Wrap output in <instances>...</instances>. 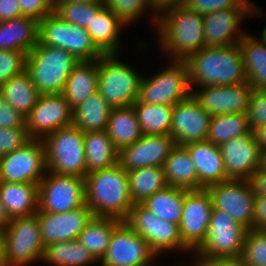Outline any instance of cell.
Instances as JSON below:
<instances>
[{
  "instance_id": "cell-1",
  "label": "cell",
  "mask_w": 266,
  "mask_h": 266,
  "mask_svg": "<svg viewBox=\"0 0 266 266\" xmlns=\"http://www.w3.org/2000/svg\"><path fill=\"white\" fill-rule=\"evenodd\" d=\"M154 30L159 42L158 48L168 61H186L204 47L203 15L184 4L160 9Z\"/></svg>"
},
{
  "instance_id": "cell-2",
  "label": "cell",
  "mask_w": 266,
  "mask_h": 266,
  "mask_svg": "<svg viewBox=\"0 0 266 266\" xmlns=\"http://www.w3.org/2000/svg\"><path fill=\"white\" fill-rule=\"evenodd\" d=\"M85 204L94 217L124 221L134 203L130 197L127 172L119 165L85 176Z\"/></svg>"
},
{
  "instance_id": "cell-3",
  "label": "cell",
  "mask_w": 266,
  "mask_h": 266,
  "mask_svg": "<svg viewBox=\"0 0 266 266\" xmlns=\"http://www.w3.org/2000/svg\"><path fill=\"white\" fill-rule=\"evenodd\" d=\"M193 87L233 85L247 82L239 44L203 47L186 61Z\"/></svg>"
},
{
  "instance_id": "cell-4",
  "label": "cell",
  "mask_w": 266,
  "mask_h": 266,
  "mask_svg": "<svg viewBox=\"0 0 266 266\" xmlns=\"http://www.w3.org/2000/svg\"><path fill=\"white\" fill-rule=\"evenodd\" d=\"M78 62L64 49L37 43L27 53L26 70L40 95L60 94Z\"/></svg>"
},
{
  "instance_id": "cell-5",
  "label": "cell",
  "mask_w": 266,
  "mask_h": 266,
  "mask_svg": "<svg viewBox=\"0 0 266 266\" xmlns=\"http://www.w3.org/2000/svg\"><path fill=\"white\" fill-rule=\"evenodd\" d=\"M118 55L103 54L98 59V92L112 108L133 105L143 77Z\"/></svg>"
},
{
  "instance_id": "cell-6",
  "label": "cell",
  "mask_w": 266,
  "mask_h": 266,
  "mask_svg": "<svg viewBox=\"0 0 266 266\" xmlns=\"http://www.w3.org/2000/svg\"><path fill=\"white\" fill-rule=\"evenodd\" d=\"M46 168L57 175L86 176L84 132L69 125L43 139Z\"/></svg>"
},
{
  "instance_id": "cell-7",
  "label": "cell",
  "mask_w": 266,
  "mask_h": 266,
  "mask_svg": "<svg viewBox=\"0 0 266 266\" xmlns=\"http://www.w3.org/2000/svg\"><path fill=\"white\" fill-rule=\"evenodd\" d=\"M168 62L158 73L142 77L137 99L140 103L174 106L192 95L187 63Z\"/></svg>"
},
{
  "instance_id": "cell-8",
  "label": "cell",
  "mask_w": 266,
  "mask_h": 266,
  "mask_svg": "<svg viewBox=\"0 0 266 266\" xmlns=\"http://www.w3.org/2000/svg\"><path fill=\"white\" fill-rule=\"evenodd\" d=\"M44 249L37 214L13 218L4 229L6 266H27L38 261L41 263Z\"/></svg>"
},
{
  "instance_id": "cell-9",
  "label": "cell",
  "mask_w": 266,
  "mask_h": 266,
  "mask_svg": "<svg viewBox=\"0 0 266 266\" xmlns=\"http://www.w3.org/2000/svg\"><path fill=\"white\" fill-rule=\"evenodd\" d=\"M38 43L64 49L78 61L97 60L103 55L85 28L67 23L54 12L38 22Z\"/></svg>"
},
{
  "instance_id": "cell-10",
  "label": "cell",
  "mask_w": 266,
  "mask_h": 266,
  "mask_svg": "<svg viewBox=\"0 0 266 266\" xmlns=\"http://www.w3.org/2000/svg\"><path fill=\"white\" fill-rule=\"evenodd\" d=\"M124 222L149 243L158 257L169 251L192 254L182 242L179 225L158 218L141 203H134Z\"/></svg>"
},
{
  "instance_id": "cell-11",
  "label": "cell",
  "mask_w": 266,
  "mask_h": 266,
  "mask_svg": "<svg viewBox=\"0 0 266 266\" xmlns=\"http://www.w3.org/2000/svg\"><path fill=\"white\" fill-rule=\"evenodd\" d=\"M247 230L230 217L228 212L213 208L205 241L193 253L192 257L240 256Z\"/></svg>"
},
{
  "instance_id": "cell-12",
  "label": "cell",
  "mask_w": 266,
  "mask_h": 266,
  "mask_svg": "<svg viewBox=\"0 0 266 266\" xmlns=\"http://www.w3.org/2000/svg\"><path fill=\"white\" fill-rule=\"evenodd\" d=\"M85 178L47 171L38 183V211L64 213L85 205Z\"/></svg>"
},
{
  "instance_id": "cell-13",
  "label": "cell",
  "mask_w": 266,
  "mask_h": 266,
  "mask_svg": "<svg viewBox=\"0 0 266 266\" xmlns=\"http://www.w3.org/2000/svg\"><path fill=\"white\" fill-rule=\"evenodd\" d=\"M156 258L149 243L122 221L114 229L99 266H156Z\"/></svg>"
},
{
  "instance_id": "cell-14",
  "label": "cell",
  "mask_w": 266,
  "mask_h": 266,
  "mask_svg": "<svg viewBox=\"0 0 266 266\" xmlns=\"http://www.w3.org/2000/svg\"><path fill=\"white\" fill-rule=\"evenodd\" d=\"M47 172L45 146L31 139L0 159V182L38 184Z\"/></svg>"
},
{
  "instance_id": "cell-15",
  "label": "cell",
  "mask_w": 266,
  "mask_h": 266,
  "mask_svg": "<svg viewBox=\"0 0 266 266\" xmlns=\"http://www.w3.org/2000/svg\"><path fill=\"white\" fill-rule=\"evenodd\" d=\"M213 208L229 213L245 228L253 229L254 204L256 194L249 180L229 179L206 188Z\"/></svg>"
},
{
  "instance_id": "cell-16",
  "label": "cell",
  "mask_w": 266,
  "mask_h": 266,
  "mask_svg": "<svg viewBox=\"0 0 266 266\" xmlns=\"http://www.w3.org/2000/svg\"><path fill=\"white\" fill-rule=\"evenodd\" d=\"M258 7H230L203 15L204 47H220L238 44L247 32L239 26L254 15L263 17ZM262 14V15H261Z\"/></svg>"
},
{
  "instance_id": "cell-17",
  "label": "cell",
  "mask_w": 266,
  "mask_h": 266,
  "mask_svg": "<svg viewBox=\"0 0 266 266\" xmlns=\"http://www.w3.org/2000/svg\"><path fill=\"white\" fill-rule=\"evenodd\" d=\"M213 202L206 189L189 190L184 197L179 224L183 244L195 252L205 241Z\"/></svg>"
},
{
  "instance_id": "cell-18",
  "label": "cell",
  "mask_w": 266,
  "mask_h": 266,
  "mask_svg": "<svg viewBox=\"0 0 266 266\" xmlns=\"http://www.w3.org/2000/svg\"><path fill=\"white\" fill-rule=\"evenodd\" d=\"M72 111L62 93L40 95L36 105L25 117L30 138L43 140L52 132L72 125Z\"/></svg>"
},
{
  "instance_id": "cell-19",
  "label": "cell",
  "mask_w": 266,
  "mask_h": 266,
  "mask_svg": "<svg viewBox=\"0 0 266 266\" xmlns=\"http://www.w3.org/2000/svg\"><path fill=\"white\" fill-rule=\"evenodd\" d=\"M196 88H193L192 95L211 116L247 113L253 92L248 82Z\"/></svg>"
},
{
  "instance_id": "cell-20",
  "label": "cell",
  "mask_w": 266,
  "mask_h": 266,
  "mask_svg": "<svg viewBox=\"0 0 266 266\" xmlns=\"http://www.w3.org/2000/svg\"><path fill=\"white\" fill-rule=\"evenodd\" d=\"M211 117L191 95L174 105L170 135L175 139L176 144L182 146L205 141L208 137Z\"/></svg>"
},
{
  "instance_id": "cell-21",
  "label": "cell",
  "mask_w": 266,
  "mask_h": 266,
  "mask_svg": "<svg viewBox=\"0 0 266 266\" xmlns=\"http://www.w3.org/2000/svg\"><path fill=\"white\" fill-rule=\"evenodd\" d=\"M171 135H143L132 145L122 148L118 164L126 171L144 167H163L164 161L176 146Z\"/></svg>"
},
{
  "instance_id": "cell-22",
  "label": "cell",
  "mask_w": 266,
  "mask_h": 266,
  "mask_svg": "<svg viewBox=\"0 0 266 266\" xmlns=\"http://www.w3.org/2000/svg\"><path fill=\"white\" fill-rule=\"evenodd\" d=\"M228 179L250 180L261 163V149L254 133L232 138L220 146Z\"/></svg>"
},
{
  "instance_id": "cell-23",
  "label": "cell",
  "mask_w": 266,
  "mask_h": 266,
  "mask_svg": "<svg viewBox=\"0 0 266 266\" xmlns=\"http://www.w3.org/2000/svg\"><path fill=\"white\" fill-rule=\"evenodd\" d=\"M36 214L45 247L56 242L77 240L85 226L94 217L86 204L69 212H37Z\"/></svg>"
},
{
  "instance_id": "cell-24",
  "label": "cell",
  "mask_w": 266,
  "mask_h": 266,
  "mask_svg": "<svg viewBox=\"0 0 266 266\" xmlns=\"http://www.w3.org/2000/svg\"><path fill=\"white\" fill-rule=\"evenodd\" d=\"M194 163L198 176V190L229 180L226 176L224 161L218 145L199 141L184 146Z\"/></svg>"
},
{
  "instance_id": "cell-25",
  "label": "cell",
  "mask_w": 266,
  "mask_h": 266,
  "mask_svg": "<svg viewBox=\"0 0 266 266\" xmlns=\"http://www.w3.org/2000/svg\"><path fill=\"white\" fill-rule=\"evenodd\" d=\"M127 25L105 6L93 16L86 28L95 46L103 54H119L122 51L120 35Z\"/></svg>"
},
{
  "instance_id": "cell-26",
  "label": "cell",
  "mask_w": 266,
  "mask_h": 266,
  "mask_svg": "<svg viewBox=\"0 0 266 266\" xmlns=\"http://www.w3.org/2000/svg\"><path fill=\"white\" fill-rule=\"evenodd\" d=\"M98 91V59L79 61L68 76L63 96L73 110Z\"/></svg>"
},
{
  "instance_id": "cell-27",
  "label": "cell",
  "mask_w": 266,
  "mask_h": 266,
  "mask_svg": "<svg viewBox=\"0 0 266 266\" xmlns=\"http://www.w3.org/2000/svg\"><path fill=\"white\" fill-rule=\"evenodd\" d=\"M243 57L247 82L253 89H266V36L246 34L238 43Z\"/></svg>"
},
{
  "instance_id": "cell-28",
  "label": "cell",
  "mask_w": 266,
  "mask_h": 266,
  "mask_svg": "<svg viewBox=\"0 0 266 266\" xmlns=\"http://www.w3.org/2000/svg\"><path fill=\"white\" fill-rule=\"evenodd\" d=\"M38 43V21L19 17L0 22V50H16L26 54Z\"/></svg>"
},
{
  "instance_id": "cell-29",
  "label": "cell",
  "mask_w": 266,
  "mask_h": 266,
  "mask_svg": "<svg viewBox=\"0 0 266 266\" xmlns=\"http://www.w3.org/2000/svg\"><path fill=\"white\" fill-rule=\"evenodd\" d=\"M0 200L11 219L38 211V184L0 182Z\"/></svg>"
},
{
  "instance_id": "cell-30",
  "label": "cell",
  "mask_w": 266,
  "mask_h": 266,
  "mask_svg": "<svg viewBox=\"0 0 266 266\" xmlns=\"http://www.w3.org/2000/svg\"><path fill=\"white\" fill-rule=\"evenodd\" d=\"M106 132L118 151L140 139L144 134L133 105L113 107L109 114Z\"/></svg>"
},
{
  "instance_id": "cell-31",
  "label": "cell",
  "mask_w": 266,
  "mask_h": 266,
  "mask_svg": "<svg viewBox=\"0 0 266 266\" xmlns=\"http://www.w3.org/2000/svg\"><path fill=\"white\" fill-rule=\"evenodd\" d=\"M84 151L86 175L118 164L119 151L114 147L106 130L85 132Z\"/></svg>"
},
{
  "instance_id": "cell-32",
  "label": "cell",
  "mask_w": 266,
  "mask_h": 266,
  "mask_svg": "<svg viewBox=\"0 0 266 266\" xmlns=\"http://www.w3.org/2000/svg\"><path fill=\"white\" fill-rule=\"evenodd\" d=\"M164 178L167 185L198 190V176L194 163L187 149L176 145L163 164Z\"/></svg>"
},
{
  "instance_id": "cell-33",
  "label": "cell",
  "mask_w": 266,
  "mask_h": 266,
  "mask_svg": "<svg viewBox=\"0 0 266 266\" xmlns=\"http://www.w3.org/2000/svg\"><path fill=\"white\" fill-rule=\"evenodd\" d=\"M111 109L112 107L97 91L73 109L72 125L84 133L106 130Z\"/></svg>"
},
{
  "instance_id": "cell-34",
  "label": "cell",
  "mask_w": 266,
  "mask_h": 266,
  "mask_svg": "<svg viewBox=\"0 0 266 266\" xmlns=\"http://www.w3.org/2000/svg\"><path fill=\"white\" fill-rule=\"evenodd\" d=\"M0 94L24 117L30 113L40 96L27 70L1 84Z\"/></svg>"
},
{
  "instance_id": "cell-35",
  "label": "cell",
  "mask_w": 266,
  "mask_h": 266,
  "mask_svg": "<svg viewBox=\"0 0 266 266\" xmlns=\"http://www.w3.org/2000/svg\"><path fill=\"white\" fill-rule=\"evenodd\" d=\"M41 263L50 266H93L99 261L78 240H67L46 246Z\"/></svg>"
},
{
  "instance_id": "cell-36",
  "label": "cell",
  "mask_w": 266,
  "mask_h": 266,
  "mask_svg": "<svg viewBox=\"0 0 266 266\" xmlns=\"http://www.w3.org/2000/svg\"><path fill=\"white\" fill-rule=\"evenodd\" d=\"M188 191L168 185L146 198L141 204L158 218L179 225L184 197Z\"/></svg>"
},
{
  "instance_id": "cell-37",
  "label": "cell",
  "mask_w": 266,
  "mask_h": 266,
  "mask_svg": "<svg viewBox=\"0 0 266 266\" xmlns=\"http://www.w3.org/2000/svg\"><path fill=\"white\" fill-rule=\"evenodd\" d=\"M121 222L122 220L112 217H93L77 240L100 261L107 251L114 229Z\"/></svg>"
},
{
  "instance_id": "cell-38",
  "label": "cell",
  "mask_w": 266,
  "mask_h": 266,
  "mask_svg": "<svg viewBox=\"0 0 266 266\" xmlns=\"http://www.w3.org/2000/svg\"><path fill=\"white\" fill-rule=\"evenodd\" d=\"M130 197L133 203H142L155 192L167 185L163 167L151 166L127 172Z\"/></svg>"
},
{
  "instance_id": "cell-39",
  "label": "cell",
  "mask_w": 266,
  "mask_h": 266,
  "mask_svg": "<svg viewBox=\"0 0 266 266\" xmlns=\"http://www.w3.org/2000/svg\"><path fill=\"white\" fill-rule=\"evenodd\" d=\"M141 130L145 135H170L174 106L140 103L133 104Z\"/></svg>"
},
{
  "instance_id": "cell-40",
  "label": "cell",
  "mask_w": 266,
  "mask_h": 266,
  "mask_svg": "<svg viewBox=\"0 0 266 266\" xmlns=\"http://www.w3.org/2000/svg\"><path fill=\"white\" fill-rule=\"evenodd\" d=\"M250 131L247 113L213 115L206 140L220 146L224 142L248 134Z\"/></svg>"
},
{
  "instance_id": "cell-41",
  "label": "cell",
  "mask_w": 266,
  "mask_h": 266,
  "mask_svg": "<svg viewBox=\"0 0 266 266\" xmlns=\"http://www.w3.org/2000/svg\"><path fill=\"white\" fill-rule=\"evenodd\" d=\"M104 6L128 25L149 13L151 26L157 27L159 10L150 0H103ZM152 12V13H151ZM151 16V17H150ZM155 25V26H154Z\"/></svg>"
},
{
  "instance_id": "cell-42",
  "label": "cell",
  "mask_w": 266,
  "mask_h": 266,
  "mask_svg": "<svg viewBox=\"0 0 266 266\" xmlns=\"http://www.w3.org/2000/svg\"><path fill=\"white\" fill-rule=\"evenodd\" d=\"M104 7V2H65L54 7V13L67 23L87 28L93 16Z\"/></svg>"
},
{
  "instance_id": "cell-43",
  "label": "cell",
  "mask_w": 266,
  "mask_h": 266,
  "mask_svg": "<svg viewBox=\"0 0 266 266\" xmlns=\"http://www.w3.org/2000/svg\"><path fill=\"white\" fill-rule=\"evenodd\" d=\"M240 258L247 266H266V230H247Z\"/></svg>"
},
{
  "instance_id": "cell-44",
  "label": "cell",
  "mask_w": 266,
  "mask_h": 266,
  "mask_svg": "<svg viewBox=\"0 0 266 266\" xmlns=\"http://www.w3.org/2000/svg\"><path fill=\"white\" fill-rule=\"evenodd\" d=\"M27 54L16 50H0V85L26 70Z\"/></svg>"
},
{
  "instance_id": "cell-45",
  "label": "cell",
  "mask_w": 266,
  "mask_h": 266,
  "mask_svg": "<svg viewBox=\"0 0 266 266\" xmlns=\"http://www.w3.org/2000/svg\"><path fill=\"white\" fill-rule=\"evenodd\" d=\"M189 9L205 15L230 7H256L251 0H187L184 3Z\"/></svg>"
},
{
  "instance_id": "cell-46",
  "label": "cell",
  "mask_w": 266,
  "mask_h": 266,
  "mask_svg": "<svg viewBox=\"0 0 266 266\" xmlns=\"http://www.w3.org/2000/svg\"><path fill=\"white\" fill-rule=\"evenodd\" d=\"M31 140L26 125L21 128L0 127V156L7 155L12 151L21 148Z\"/></svg>"
},
{
  "instance_id": "cell-47",
  "label": "cell",
  "mask_w": 266,
  "mask_h": 266,
  "mask_svg": "<svg viewBox=\"0 0 266 266\" xmlns=\"http://www.w3.org/2000/svg\"><path fill=\"white\" fill-rule=\"evenodd\" d=\"M248 124L253 130L266 124V89H253L247 110Z\"/></svg>"
},
{
  "instance_id": "cell-48",
  "label": "cell",
  "mask_w": 266,
  "mask_h": 266,
  "mask_svg": "<svg viewBox=\"0 0 266 266\" xmlns=\"http://www.w3.org/2000/svg\"><path fill=\"white\" fill-rule=\"evenodd\" d=\"M21 15L36 19L38 22L54 12L52 0H18Z\"/></svg>"
},
{
  "instance_id": "cell-49",
  "label": "cell",
  "mask_w": 266,
  "mask_h": 266,
  "mask_svg": "<svg viewBox=\"0 0 266 266\" xmlns=\"http://www.w3.org/2000/svg\"><path fill=\"white\" fill-rule=\"evenodd\" d=\"M26 118L16 111L0 94V127L21 128L25 126Z\"/></svg>"
},
{
  "instance_id": "cell-50",
  "label": "cell",
  "mask_w": 266,
  "mask_h": 266,
  "mask_svg": "<svg viewBox=\"0 0 266 266\" xmlns=\"http://www.w3.org/2000/svg\"><path fill=\"white\" fill-rule=\"evenodd\" d=\"M189 266H247L246 263L237 257H214V258H192Z\"/></svg>"
},
{
  "instance_id": "cell-51",
  "label": "cell",
  "mask_w": 266,
  "mask_h": 266,
  "mask_svg": "<svg viewBox=\"0 0 266 266\" xmlns=\"http://www.w3.org/2000/svg\"><path fill=\"white\" fill-rule=\"evenodd\" d=\"M253 229L266 230V196H256Z\"/></svg>"
},
{
  "instance_id": "cell-52",
  "label": "cell",
  "mask_w": 266,
  "mask_h": 266,
  "mask_svg": "<svg viewBox=\"0 0 266 266\" xmlns=\"http://www.w3.org/2000/svg\"><path fill=\"white\" fill-rule=\"evenodd\" d=\"M22 17L18 0H0V22Z\"/></svg>"
},
{
  "instance_id": "cell-53",
  "label": "cell",
  "mask_w": 266,
  "mask_h": 266,
  "mask_svg": "<svg viewBox=\"0 0 266 266\" xmlns=\"http://www.w3.org/2000/svg\"><path fill=\"white\" fill-rule=\"evenodd\" d=\"M249 181L257 196H266V170L259 167Z\"/></svg>"
},
{
  "instance_id": "cell-54",
  "label": "cell",
  "mask_w": 266,
  "mask_h": 266,
  "mask_svg": "<svg viewBox=\"0 0 266 266\" xmlns=\"http://www.w3.org/2000/svg\"><path fill=\"white\" fill-rule=\"evenodd\" d=\"M256 143L259 145L260 149L266 148V124L259 125L253 130Z\"/></svg>"
},
{
  "instance_id": "cell-55",
  "label": "cell",
  "mask_w": 266,
  "mask_h": 266,
  "mask_svg": "<svg viewBox=\"0 0 266 266\" xmlns=\"http://www.w3.org/2000/svg\"><path fill=\"white\" fill-rule=\"evenodd\" d=\"M11 221V218L3 205V203L0 200V228L5 229Z\"/></svg>"
},
{
  "instance_id": "cell-56",
  "label": "cell",
  "mask_w": 266,
  "mask_h": 266,
  "mask_svg": "<svg viewBox=\"0 0 266 266\" xmlns=\"http://www.w3.org/2000/svg\"><path fill=\"white\" fill-rule=\"evenodd\" d=\"M0 266H6L4 262V230L0 228Z\"/></svg>"
},
{
  "instance_id": "cell-57",
  "label": "cell",
  "mask_w": 266,
  "mask_h": 266,
  "mask_svg": "<svg viewBox=\"0 0 266 266\" xmlns=\"http://www.w3.org/2000/svg\"><path fill=\"white\" fill-rule=\"evenodd\" d=\"M65 2H80V3H92V2H103V0H52V5L55 7L57 4Z\"/></svg>"
},
{
  "instance_id": "cell-58",
  "label": "cell",
  "mask_w": 266,
  "mask_h": 266,
  "mask_svg": "<svg viewBox=\"0 0 266 266\" xmlns=\"http://www.w3.org/2000/svg\"><path fill=\"white\" fill-rule=\"evenodd\" d=\"M186 1L187 0H164L157 8L160 10L170 5L184 4Z\"/></svg>"
},
{
  "instance_id": "cell-59",
  "label": "cell",
  "mask_w": 266,
  "mask_h": 266,
  "mask_svg": "<svg viewBox=\"0 0 266 266\" xmlns=\"http://www.w3.org/2000/svg\"><path fill=\"white\" fill-rule=\"evenodd\" d=\"M260 168L266 170V148L261 150V163Z\"/></svg>"
},
{
  "instance_id": "cell-60",
  "label": "cell",
  "mask_w": 266,
  "mask_h": 266,
  "mask_svg": "<svg viewBox=\"0 0 266 266\" xmlns=\"http://www.w3.org/2000/svg\"><path fill=\"white\" fill-rule=\"evenodd\" d=\"M156 7H158L164 0H150Z\"/></svg>"
},
{
  "instance_id": "cell-61",
  "label": "cell",
  "mask_w": 266,
  "mask_h": 266,
  "mask_svg": "<svg viewBox=\"0 0 266 266\" xmlns=\"http://www.w3.org/2000/svg\"><path fill=\"white\" fill-rule=\"evenodd\" d=\"M262 32H263L264 35L266 36V26H264V29L262 30Z\"/></svg>"
}]
</instances>
